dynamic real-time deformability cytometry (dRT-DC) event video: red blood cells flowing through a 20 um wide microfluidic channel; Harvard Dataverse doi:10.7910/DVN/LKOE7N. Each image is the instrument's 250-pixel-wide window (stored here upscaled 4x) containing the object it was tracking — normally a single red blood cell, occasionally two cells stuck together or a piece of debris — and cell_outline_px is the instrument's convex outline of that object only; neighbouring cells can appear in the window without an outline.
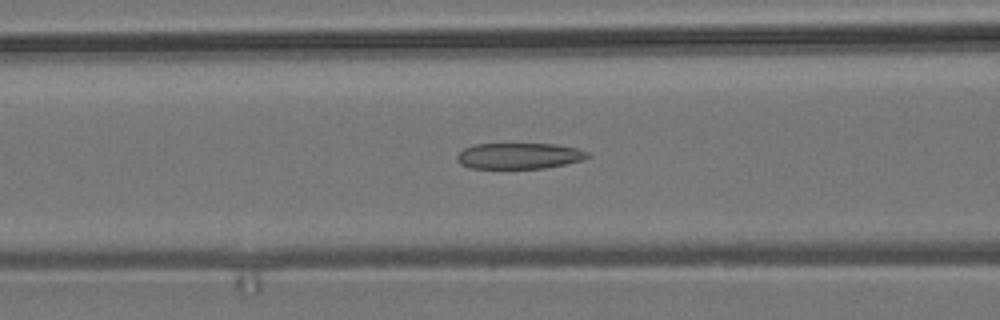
{"species": "common noctule bat (a hibernating species)", "species_latin": "Nyctalus noctula", "temperature_condition": "room temperature", "stored_images_in_passage": 51, "camera_frame_rate_fps": 3000, "um_per_image_px": 0.085, "animal": {"sex": "male", "body_mass_g": 19.2, "forearm_length_mm": 51.8}, "frame": {"image": 1, "passage_image": 22, "time_ms": 7.0, "image_size_px": [1000, 320], "cell_outline_px": [[592, 156], [584, 160], [544, 168], [472, 168], [460, 164], [456, 160], [456, 156], [464, 148], [472, 144], [556, 144], [576, 148], [588, 152]], "centroid_in_image_um": [44.13, 13.24], "position_along_channel_um": 122.5, "area_um2": 19.83}}
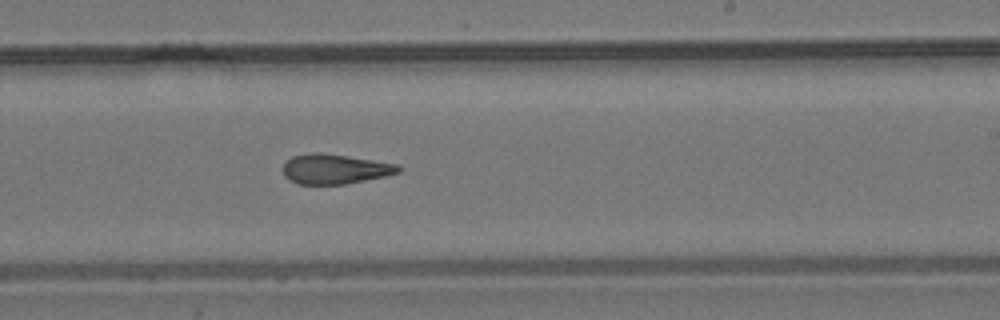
{"frame": {"image": 2, "passage_image": 33, "time_ms": 10.667, "image_size_px": [1000, 320], "cell_outline_px": [[404, 168], [400, 172], [384, 176], [344, 184], [300, 184], [288, 180], [284, 176], [284, 164], [292, 156], [312, 152], [320, 152], [348, 156], [400, 164]], "centroid_in_image_um": [28.49, 14.36], "position_along_channel_um": 260.5, "area_um2": 20.11}}
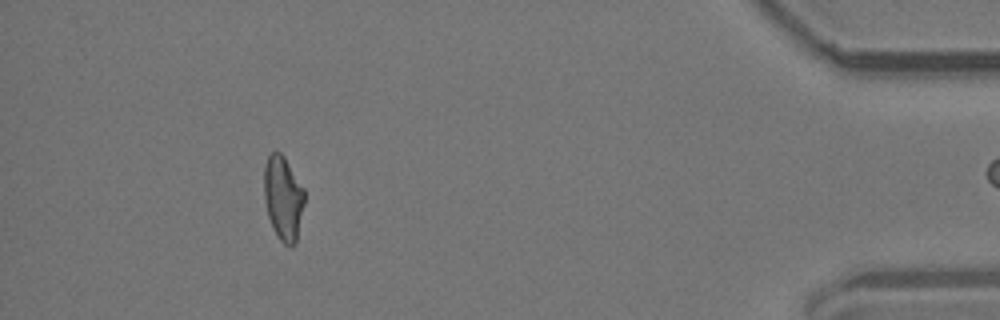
{"frame": {"image": 3, "passage_image": 50, "time_ms": 16.333, "image_size_px": [1000, 320], "cell_outline_px": [[304, 204], [296, 240], [292, 248], [284, 244], [276, 236], [272, 228], [268, 216], [264, 200], [264, 164], [268, 156], [276, 148], [284, 156], [304, 188]], "centroid_in_image_um": [24.05, 16.82], "position_along_channel_um": 411.1, "area_um2": 20.06}}